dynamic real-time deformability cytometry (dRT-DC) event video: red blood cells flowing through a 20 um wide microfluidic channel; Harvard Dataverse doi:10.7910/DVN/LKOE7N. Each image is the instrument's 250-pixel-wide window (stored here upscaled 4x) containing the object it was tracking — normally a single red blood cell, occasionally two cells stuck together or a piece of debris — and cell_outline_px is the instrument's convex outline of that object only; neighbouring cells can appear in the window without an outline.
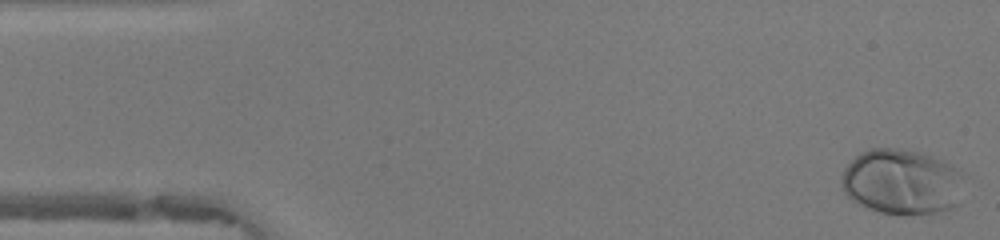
{"species": "human", "species_latin": "Homo sapiens", "temperature_condition": "warm", "stored_images_in_passage": 48, "camera_frame_rate_fps": 3000, "um_per_image_px": 0.085, "donor": {"sex": "female"}, "frame": {"image": 1, "passage_image": 1, "time_ms": 0.0, "image_size_px": [1000, 240], "cell_outline_px": [[964, 176], [956, 204], [952, 208], [944, 212], [904, 216], [900, 216], [880, 212], [856, 204], [844, 192], [840, 180], [840, 176], [844, 168], [860, 152], [872, 148], [896, 148], [920, 152], [932, 156], [948, 164], [960, 172]], "centroid_in_image_um": [76.61, 15.49], "position_along_channel_um": 8.4, "area_um2": 47.11}}
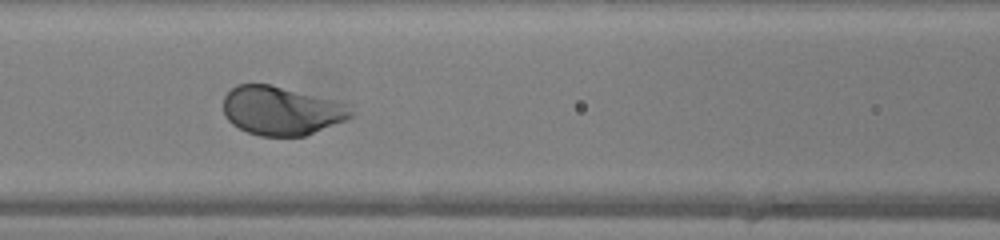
{"frame": {"image": 2, "passage_image": 20, "time_ms": 6.333, "image_size_px": [1000, 240], "cell_outline_px": [[352, 116], [344, 120], [304, 136], [260, 136], [248, 132], [232, 124], [224, 116], [224, 96], [236, 84], [268, 84], [332, 100], [344, 104], [352, 112]], "centroid_in_image_um": [23.84, 9.42], "position_along_channel_um": 142.8, "area_um2": 35.55}}
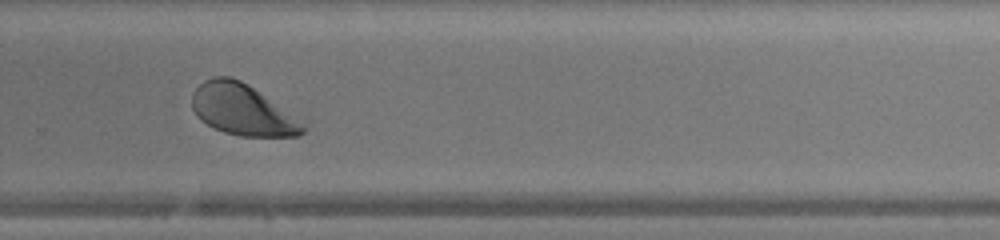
{"frame": {"image": 3, "passage_image": 32, "time_ms": 10.333, "image_size_px": [1000, 240], "cell_outline_px": [[308, 128], [300, 136], [240, 136], [224, 132], [200, 120], [196, 116], [192, 108], [192, 92], [204, 80], [212, 76], [228, 76], [240, 80], [248, 84], [308, 116]], "centroid_in_image_um": [20.82, 9.32], "position_along_channel_um": 309.0, "area_um2": 34.97}, "authors_computed_cell_mechanics": {"area_um2": 37.1943, "velocity_mm_per_s": 4.1812, "shape_relaxation_time_tau1_ms": 1.4389, "shape_relaxation_time_tau2_ms": null, "deformation_change_tau1": 0.1128, "deformation_change_tau2": null}}